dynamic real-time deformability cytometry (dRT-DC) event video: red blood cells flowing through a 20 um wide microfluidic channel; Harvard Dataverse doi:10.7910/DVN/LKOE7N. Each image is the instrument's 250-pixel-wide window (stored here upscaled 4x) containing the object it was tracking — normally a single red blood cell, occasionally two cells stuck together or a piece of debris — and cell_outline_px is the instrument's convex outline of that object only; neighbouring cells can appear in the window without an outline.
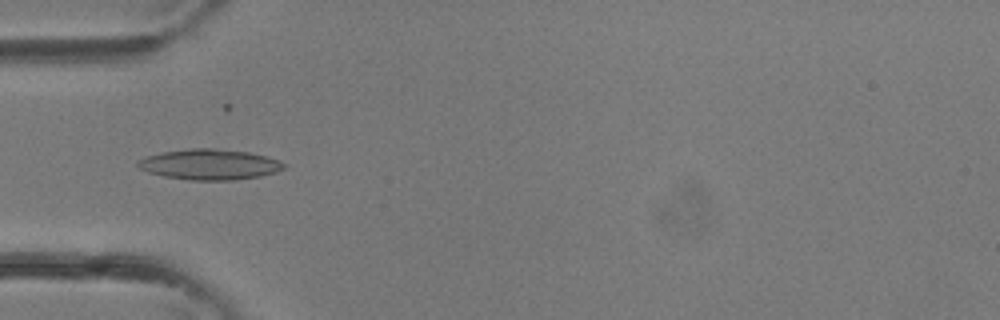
{"species": "common noctule bat (a hibernating species)", "species_latin": "Nyctalus noctula", "temperature_condition": "room temperature", "stored_images_in_passage": 37, "camera_frame_rate_fps": 3000, "um_per_image_px": 0.085, "animal": {"sex": "female"}, "frame": {"image": 1, "passage_image": 12, "time_ms": 3.667, "image_size_px": [1000, 320], "cell_outline_px": [[284, 168], [276, 172], [260, 176], [236, 180], [192, 180], [164, 176], [148, 172], [140, 168], [136, 164], [136, 160], [144, 156], [160, 152], [192, 148], [212, 148], [248, 152], [268, 156], [284, 164]], "centroid_in_image_um": [17.77, 13.97], "position_along_channel_um": 67.2, "area_um2": 26.01}}
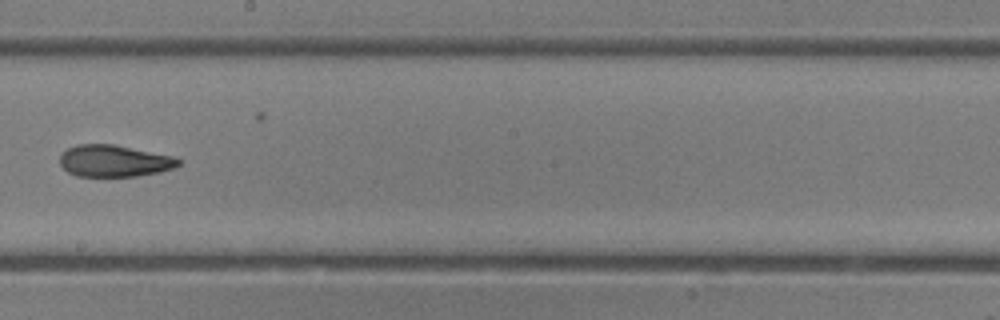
{"frame": {"image": 2, "passage_image": 21, "time_ms": 6.667, "image_size_px": [1000, 320], "cell_outline_px": [[180, 164], [176, 168], [160, 172], [136, 176], [76, 176], [68, 172], [60, 164], [60, 156], [68, 148], [76, 144], [112, 144], [172, 156], [180, 160]], "centroid_in_image_um": [9.71, 13.68], "position_along_channel_um": 238.5, "area_um2": 21.85}}
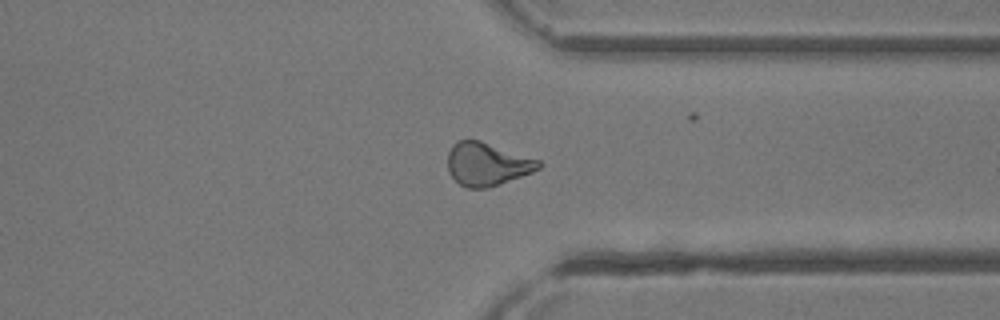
{"frame": {"image": 3, "passage_image": 28, "time_ms": 9.0, "image_size_px": [1000, 320], "cell_outline_px": [[544, 164], [540, 168], [532, 172], [500, 184], [488, 188], [468, 188], [460, 184], [448, 172], [448, 152], [452, 144], [456, 140], [480, 140], [540, 160]], "centroid_in_image_um": [41.4, 13.94], "position_along_channel_um": 370.0, "area_um2": 22.89}}